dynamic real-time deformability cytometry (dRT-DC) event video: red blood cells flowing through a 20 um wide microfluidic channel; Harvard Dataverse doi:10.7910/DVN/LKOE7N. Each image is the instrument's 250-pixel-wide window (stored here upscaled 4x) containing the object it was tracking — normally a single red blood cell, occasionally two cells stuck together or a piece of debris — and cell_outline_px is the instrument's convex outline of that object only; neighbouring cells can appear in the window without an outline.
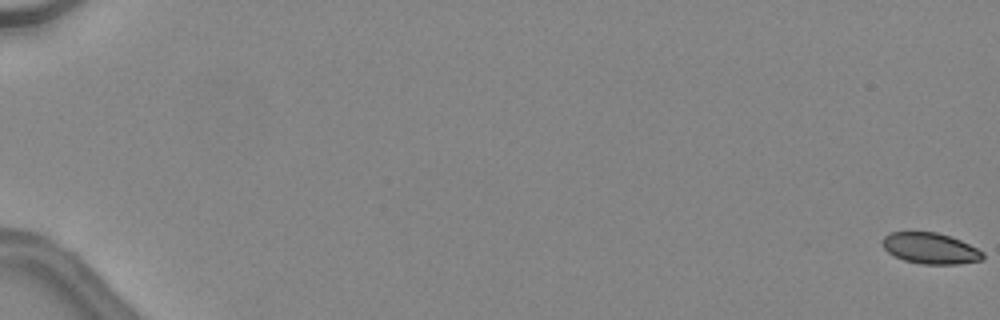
{"species": "common noctule bat (a hibernating species)", "species_latin": "Nyctalus noctula", "temperature_condition": "warm", "stored_images_in_passage": 49, "camera_frame_rate_fps": 3000, "um_per_image_px": 0.085, "animal": {"sex": "female", "body_mass_g": 24.6, "forearm_length_mm": 56.2}, "frame": {"image": 1, "passage_image": 1, "time_ms": 0.0, "image_size_px": [1000, 320], "cell_outline_px": [[984, 256], [980, 260], [960, 264], [920, 264], [904, 260], [888, 252], [884, 248], [884, 236], [892, 232], [936, 232], [960, 240], [984, 252]], "centroid_in_image_um": [79.1, 21.12], "position_along_channel_um": 5.9, "area_um2": 17.86}}
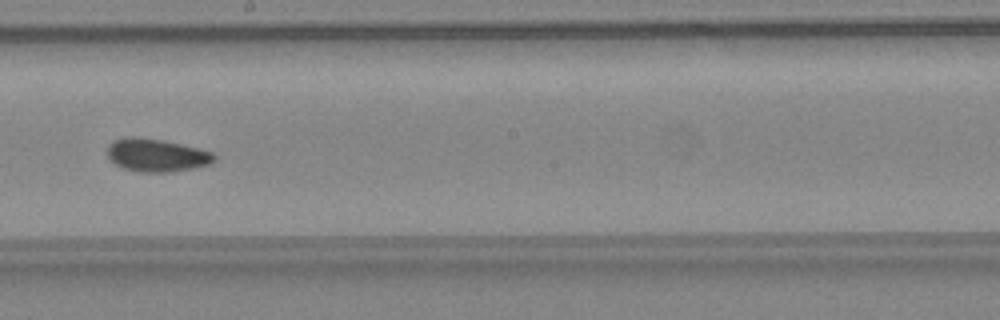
{"frame": {"image": 2, "passage_image": 31, "time_ms": 10.0, "image_size_px": [1000, 320], "cell_outline_px": [[216, 160], [208, 164], [192, 168], [168, 172], [140, 172], [124, 168], [116, 164], [108, 156], [108, 144], [112, 140], [124, 136], [136, 136], [160, 140], [180, 144], [212, 152], [216, 156]], "centroid_in_image_um": [13.27, 13.18], "position_along_channel_um": 234.9, "area_um2": 20.35}}
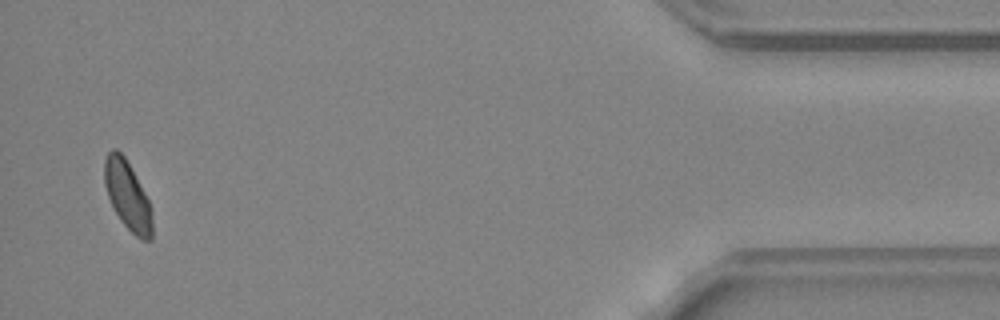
{"frame": {"image": 3, "passage_image": 48, "time_ms": 15.667, "image_size_px": [1000, 320], "cell_outline_px": [[152, 240], [140, 240], [120, 220], [108, 196], [104, 184], [104, 160], [108, 152], [112, 148], [116, 148], [124, 156], [144, 192], [152, 208]], "centroid_in_image_um": [10.84, 16.62], "position_along_channel_um": 424.4, "area_um2": 18.96}, "authors_computed_cell_mechanics": {"area_um2": 19.652, "velocity_mm_per_s": 4.5253, "shape_relaxation_time_tau1_ms": null, "shape_relaxation_time_tau2_ms": 1.8518, "deformation_change_tau1": null, "deformation_change_tau2": 0.0554}}